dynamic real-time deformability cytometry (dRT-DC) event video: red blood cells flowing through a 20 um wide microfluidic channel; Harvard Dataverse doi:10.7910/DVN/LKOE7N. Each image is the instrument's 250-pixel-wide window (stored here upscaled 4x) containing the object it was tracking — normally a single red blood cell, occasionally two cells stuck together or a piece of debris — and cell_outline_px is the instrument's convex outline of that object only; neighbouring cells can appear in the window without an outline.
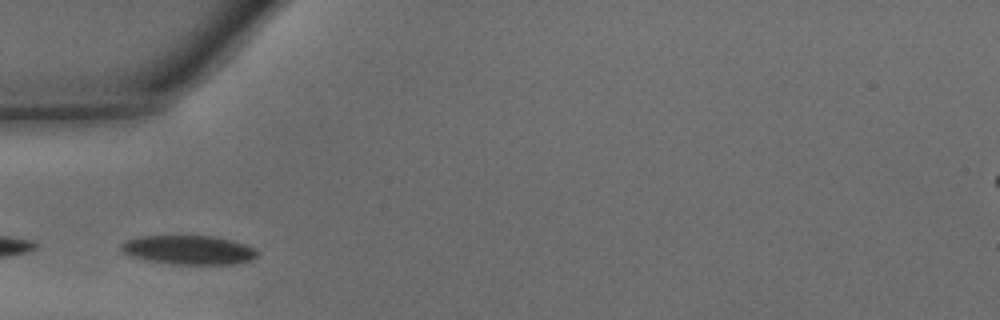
{"species": "common noctule bat (a hibernating species)", "species_latin": "Nyctalus noctula", "temperature_condition": "warm", "stored_images_in_passage": 25, "camera_frame_rate_fps": 3000, "um_per_image_px": 0.085, "animal": {"sex": "male", "body_mass_g": 15.6}, "frame": {"image": 1, "passage_image": 4, "time_ms": 1.0, "image_size_px": [1000, 320], "cell_outline_px": [[260, 252], [252, 260], [236, 264], [172, 264], [152, 260], [136, 256], [124, 252], [120, 248], [120, 244], [124, 240], [140, 236], [212, 236], [232, 240], [244, 244]], "centroid_in_image_um": [16.08, 21.23], "position_along_channel_um": 68.9, "area_um2": 22.77}}
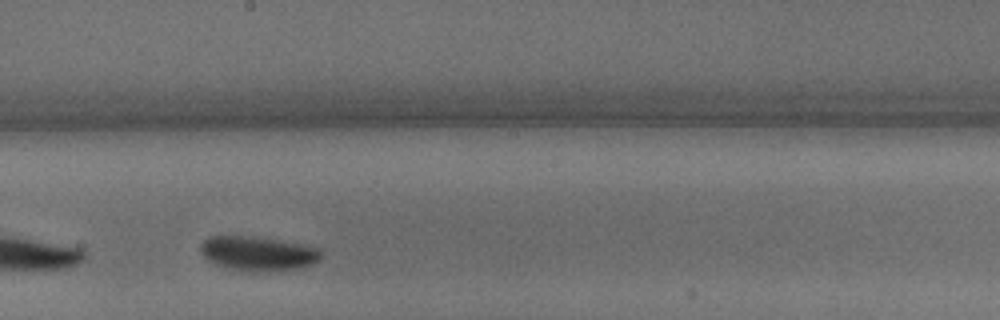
{"frame": {"image": 2, "passage_image": 15, "time_ms": 4.667, "image_size_px": [1000, 320], "cell_outline_px": [[320, 260], [304, 268], [260, 272], [248, 272], [216, 264], [208, 260], [200, 252], [200, 244], [204, 240], [212, 236], [240, 236], [272, 240], [300, 244], [316, 248], [320, 252]], "centroid_in_image_um": [21.9, 21.57], "position_along_channel_um": 226.3, "area_um2": 23.7}}
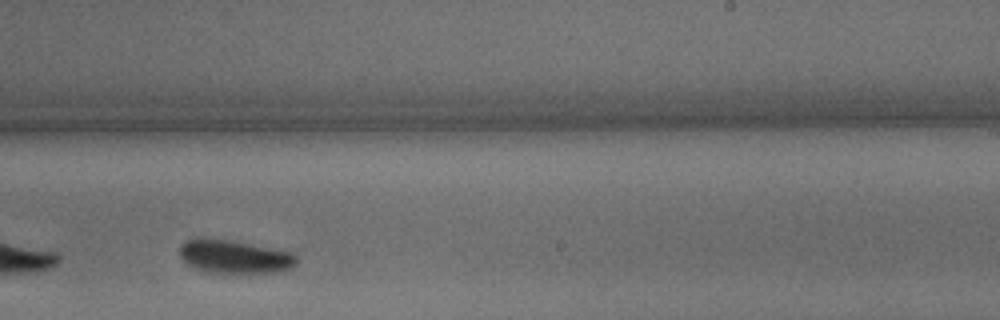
{"frame": {"image": 3, "passage_image": 18, "time_ms": 5.667, "image_size_px": [1000, 320], "cell_outline_px": [[296, 264], [292, 268], [272, 272], [208, 272], [196, 268], [188, 264], [180, 256], [180, 244], [184, 240], [196, 236], [200, 236], [228, 240], [292, 252], [296, 256]], "centroid_in_image_um": [19.86, 21.78], "position_along_channel_um": 269.1, "area_um2": 22.6}, "authors_computed_cell_mechanics": {"area_um2": 22.6576, "velocity_mm_per_s": 4.2971, "shape_relaxation_time_tau1_ms": 2.4805, "shape_relaxation_time_tau2_ms": null, "deformation_change_tau1": 0.0936, "deformation_change_tau2": null}}